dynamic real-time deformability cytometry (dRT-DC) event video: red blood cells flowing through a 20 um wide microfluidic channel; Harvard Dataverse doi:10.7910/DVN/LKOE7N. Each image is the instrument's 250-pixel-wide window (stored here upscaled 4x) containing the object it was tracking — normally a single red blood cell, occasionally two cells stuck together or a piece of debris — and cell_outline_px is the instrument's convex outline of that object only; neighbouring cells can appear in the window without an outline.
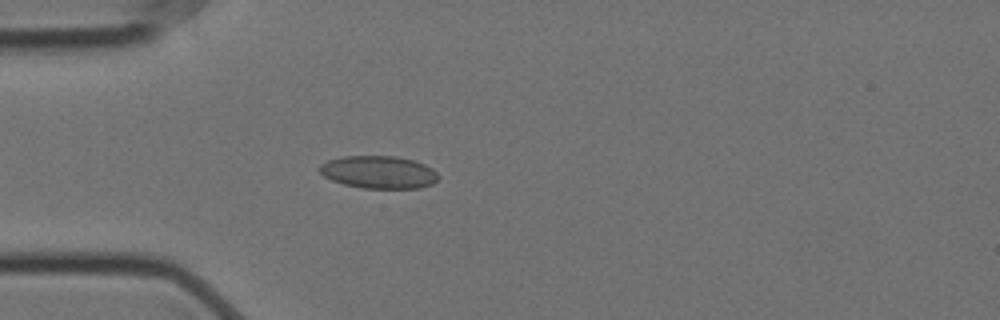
{"species": "Egyptian fruit bat (a non-hibernating species)", "species_latin": "Rousettus aegyptiacus", "temperature_condition": "cold", "stored_images_in_passage": 42, "camera_frame_rate_fps": 3000, "um_per_image_px": 0.085, "animal": {"sex": "female"}, "frame": {"image": 1, "passage_image": 1, "time_ms": 0.0, "image_size_px": [1000, 320], "cell_outline_px": [[440, 176], [432, 184], [420, 188], [364, 188], [344, 184], [332, 180], [324, 176], [320, 172], [320, 164], [328, 160], [344, 156], [396, 156], [412, 160], [424, 164], [432, 168]], "centroid_in_image_um": [32.2, 14.63], "position_along_channel_um": 52.8, "area_um2": 22.48}}
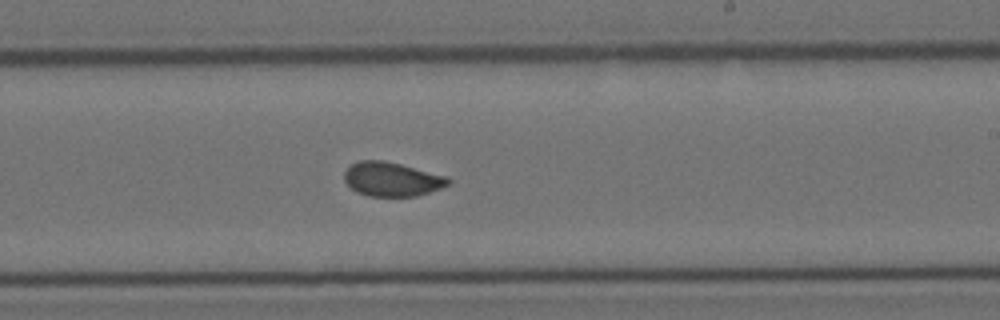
{"frame": {"image": 2, "passage_image": 19, "time_ms": 6.0, "image_size_px": [1000, 320], "cell_outline_px": [[452, 180], [448, 184], [440, 188], [416, 196], [368, 196], [356, 192], [344, 180], [344, 172], [352, 164], [360, 160], [384, 160], [448, 176]], "centroid_in_image_um": [33.31, 15.23], "position_along_channel_um": 255.7, "area_um2": 20.58}}
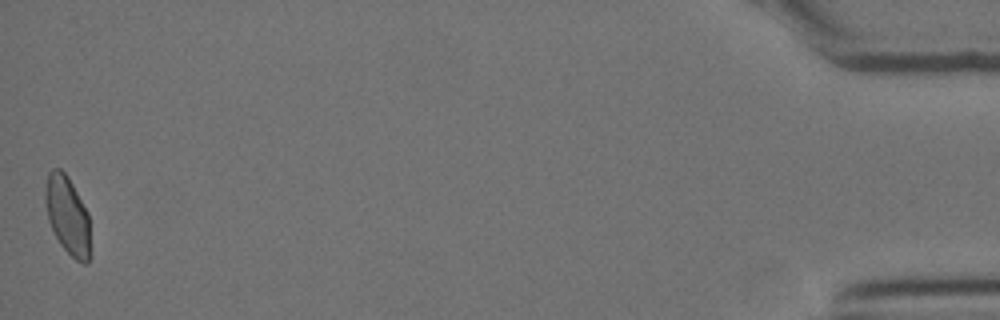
{"frame": {"image": 3, "passage_image": 42, "time_ms": 13.667, "image_size_px": [1000, 320], "cell_outline_px": [[88, 264], [84, 264], [76, 260], [60, 244], [48, 220], [44, 200], [44, 188], [48, 172], [52, 168], [60, 168], [68, 176], [88, 212]], "centroid_in_image_um": [5.69, 18.23], "position_along_channel_um": 429.5, "area_um2": 20.29}, "authors_computed_cell_mechanics": {"area_um2": 20.9236, "velocity_mm_per_s": 3.5155, "shape_relaxation_time_tau1_ms": null, "shape_relaxation_time_tau2_ms": 1.0201, "deformation_change_tau1": null, "deformation_change_tau2": 0.0335}}